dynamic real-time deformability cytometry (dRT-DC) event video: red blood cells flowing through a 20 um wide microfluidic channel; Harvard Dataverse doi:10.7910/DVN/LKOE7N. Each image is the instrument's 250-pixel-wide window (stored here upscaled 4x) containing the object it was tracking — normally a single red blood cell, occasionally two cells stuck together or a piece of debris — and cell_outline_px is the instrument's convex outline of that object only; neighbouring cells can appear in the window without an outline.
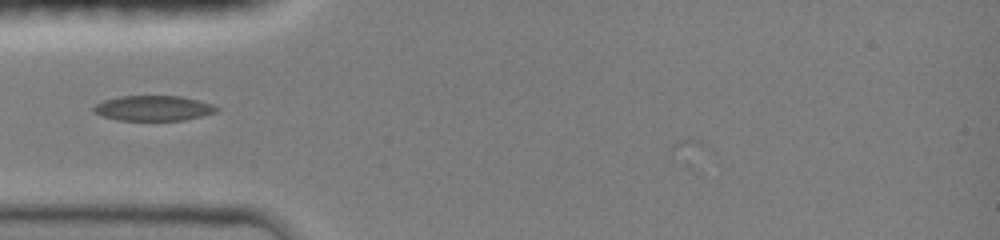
{"species": "common noctule bat (a hibernating species)", "species_latin": "Nyctalus noctula", "temperature_condition": "room temperature", "stored_images_in_passage": 34, "camera_frame_rate_fps": 3000, "um_per_image_px": 0.085, "animal": {"sex": "female", "body_mass_g": 19.0, "forearm_length_mm": 51.5}, "frame": {"image": 1, "passage_image": 2, "time_ms": 0.333, "image_size_px": [1000, 240], "cell_outline_px": [[220, 108], [216, 112], [184, 120], [116, 120], [100, 116], [92, 112], [92, 108], [96, 104], [104, 100], [120, 96], [180, 96], [212, 104]], "centroid_in_image_um": [12.98, 9.2], "position_along_channel_um": 72.0, "area_um2": 18.03}}
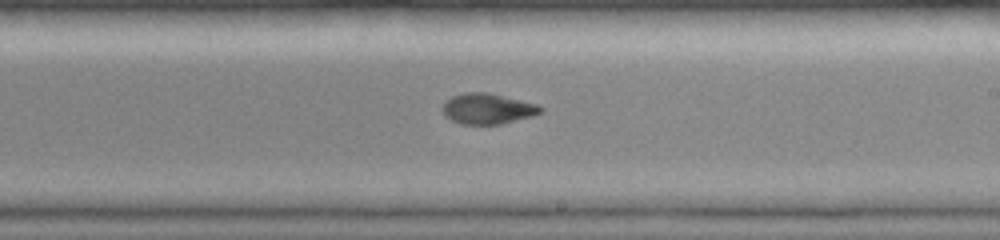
{"frame": {"image": 2, "passage_image": 15, "time_ms": 4.667, "image_size_px": [1000, 240], "cell_outline_px": [[544, 112], [532, 116], [500, 124], [460, 124], [444, 116], [440, 108], [452, 96], [464, 92], [488, 92], [540, 104], [544, 108]], "centroid_in_image_um": [41.47, 9.23], "position_along_channel_um": 247.5, "area_um2": 17.74}}
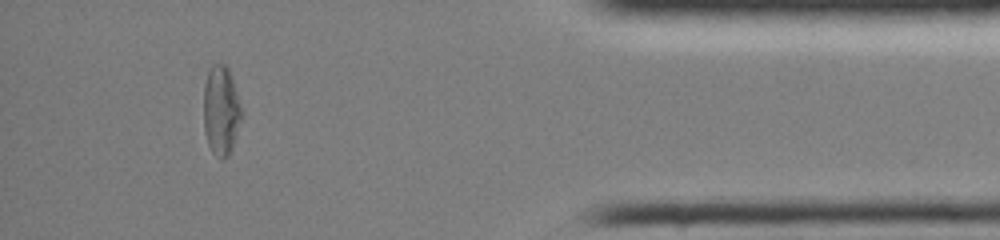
{"frame": {"image": 3, "passage_image": 30, "time_ms": 9.667, "image_size_px": [1000, 240], "cell_outline_px": [[244, 112], [232, 148], [228, 156], [224, 160], [220, 160], [212, 152], [208, 144], [204, 132], [204, 84], [208, 72], [212, 64], [224, 64], [228, 68]], "centroid_in_image_um": [18.8, 9.43], "position_along_channel_um": 416.4, "area_um2": 20.06}, "authors_computed_cell_mechanics": {"area_um2": 17.9758, "velocity_mm_per_s": 4.0523, "shape_relaxation_time_tau1_ms": 6.5314, "shape_relaxation_time_tau2_ms": 2.4392, "deformation_change_tau1": 0.2372, "deformation_change_tau2": 0.0632}}